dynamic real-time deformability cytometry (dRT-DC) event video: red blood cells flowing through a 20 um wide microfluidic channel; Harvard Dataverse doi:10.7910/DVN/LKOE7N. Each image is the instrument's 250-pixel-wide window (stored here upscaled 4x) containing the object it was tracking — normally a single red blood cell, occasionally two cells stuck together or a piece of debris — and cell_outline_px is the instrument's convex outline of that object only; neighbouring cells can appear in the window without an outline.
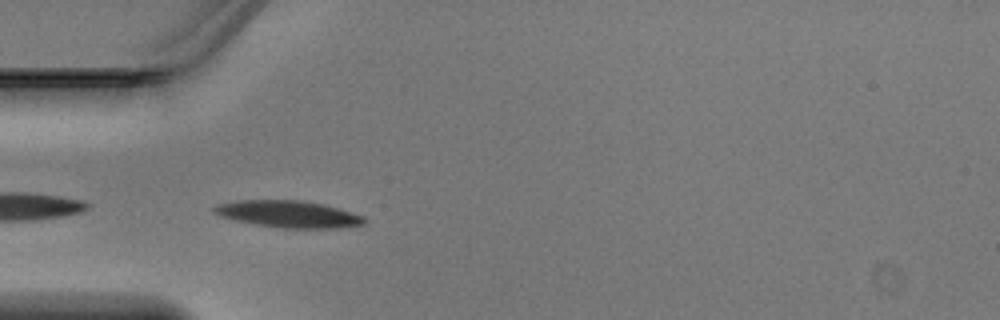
{"species": "Egyptian fruit bat (a non-hibernating species)", "species_latin": "Rousettus aegyptiacus", "temperature_condition": "warm", "stored_images_in_passage": 13, "camera_frame_rate_fps": 3000, "um_per_image_px": 0.085, "animal": {"sex": "male"}, "frame": {"image": 1, "passage_image": 1, "time_ms": 0.0, "image_size_px": [1000, 320], "cell_outline_px": [[368, 220], [364, 224], [336, 228], [284, 228], [256, 224], [236, 220], [220, 216], [212, 212], [212, 208], [216, 204], [236, 200], [300, 200], [324, 204], [364, 216]], "centroid_in_image_um": [24.5, 18.19], "position_along_channel_um": 60.5, "area_um2": 23.52}}
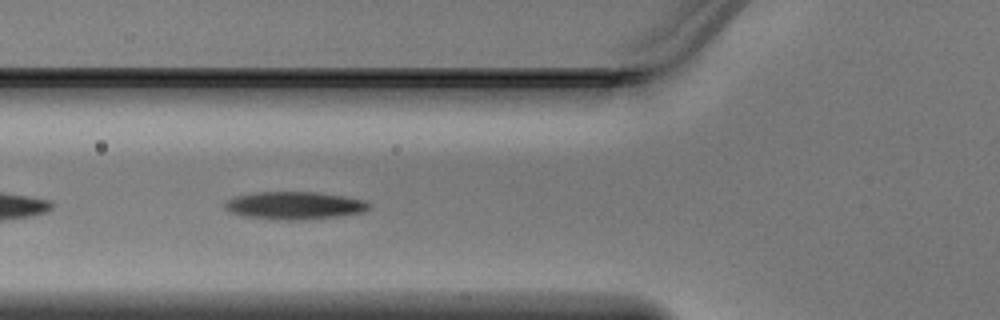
{"frame": {"image": 2, "passage_image": 4, "time_ms": 1.0, "image_size_px": [1000, 320], "cell_outline_px": [[372, 208], [364, 212], [336, 216], [244, 216], [232, 212], [224, 208], [224, 204], [228, 200], [236, 196], [252, 192], [320, 192], [368, 200], [372, 204]], "centroid_in_image_um": [25.13, 17.38], "position_along_channel_um": 100.7, "area_um2": 21.85}}